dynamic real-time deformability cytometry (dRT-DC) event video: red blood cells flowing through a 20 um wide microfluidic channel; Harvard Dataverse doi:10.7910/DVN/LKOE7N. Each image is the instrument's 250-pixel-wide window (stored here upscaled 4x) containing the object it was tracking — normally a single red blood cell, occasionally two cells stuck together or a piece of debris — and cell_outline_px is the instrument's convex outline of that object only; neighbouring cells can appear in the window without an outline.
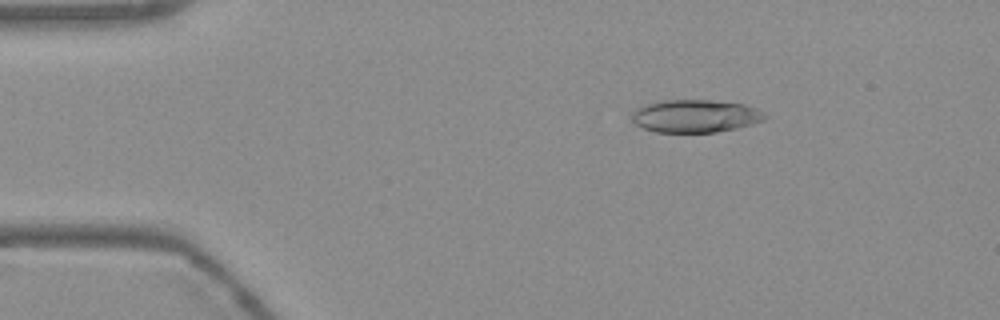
{"species": "Egyptian fruit bat (a non-hibernating species)", "species_latin": "Rousettus aegyptiacus", "temperature_condition": "warm", "stored_images_in_passage": 54, "camera_frame_rate_fps": 3000, "um_per_image_px": 0.085, "frame": {"image": 1, "passage_image": 9, "time_ms": 2.667, "image_size_px": [1000, 320], "cell_outline_px": [[768, 116], [764, 120], [752, 124], [736, 128], [716, 132], [656, 132], [644, 128], [636, 124], [632, 120], [632, 112], [636, 108], [644, 104], [664, 100], [708, 100], [744, 104], [756, 108], [764, 112]], "centroid_in_image_um": [59.11, 9.86], "position_along_channel_um": 25.9, "area_um2": 25.43}}
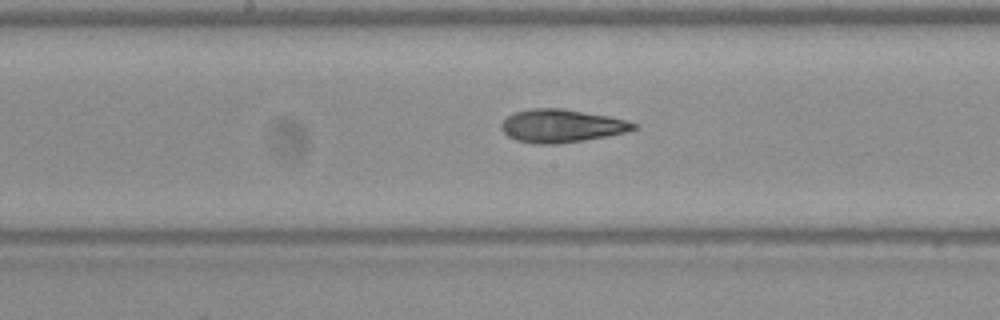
{"frame": {"image": 2, "passage_image": 28, "time_ms": 9.0, "image_size_px": [1000, 320], "cell_outline_px": [[640, 128], [628, 132], [584, 140], [556, 144], [532, 144], [516, 140], [508, 136], [500, 128], [500, 124], [512, 112], [532, 108], [560, 108], [608, 116], [628, 120], [640, 124]], "centroid_in_image_um": [47.76, 10.7], "position_along_channel_um": 200.4, "area_um2": 25.78}}
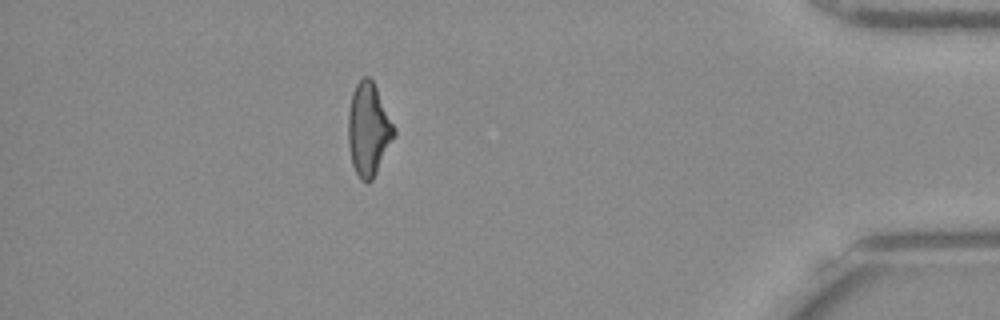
{"frame": {"image": 3, "passage_image": 48, "time_ms": 15.667, "image_size_px": [1000, 320], "cell_outline_px": [[396, 132], [372, 180], [368, 184], [360, 180], [352, 164], [348, 144], [348, 112], [352, 92], [356, 84], [364, 76], [368, 76], [372, 80], [396, 128]], "centroid_in_image_um": [31.3, 11.0], "position_along_channel_um": 403.9, "area_um2": 24.62}, "authors_computed_cell_mechanics": {"area_um2": 25.3453, "velocity_mm_per_s": 3.7659, "shape_relaxation_time_tau1_ms": 7.8987, "shape_relaxation_time_tau2_ms": 3.1554, "deformation_change_tau1": 0.2167, "deformation_change_tau2": 0.1245}}